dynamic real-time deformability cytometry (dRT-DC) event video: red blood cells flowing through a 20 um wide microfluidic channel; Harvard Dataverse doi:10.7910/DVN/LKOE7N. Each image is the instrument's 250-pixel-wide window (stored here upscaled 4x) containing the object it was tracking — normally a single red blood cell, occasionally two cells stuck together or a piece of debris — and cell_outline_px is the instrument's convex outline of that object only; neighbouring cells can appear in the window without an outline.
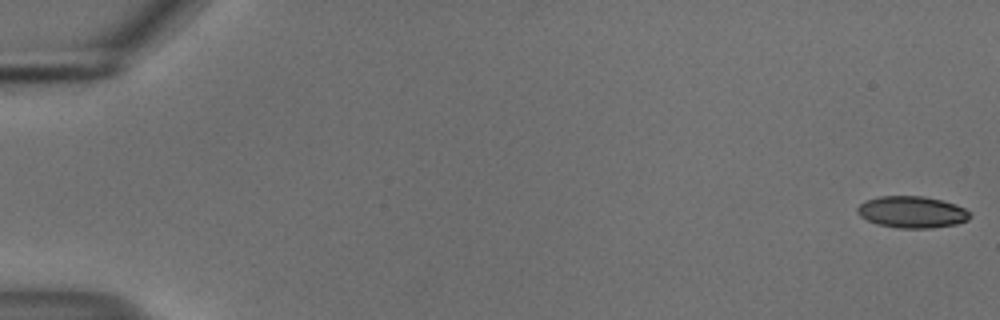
{"species": "common noctule bat (a hibernating species)", "species_latin": "Nyctalus noctula", "temperature_condition": "cold", "stored_images_in_passage": 55, "camera_frame_rate_fps": 3000, "um_per_image_px": 0.085, "animal": {"sex": "male", "body_mass_g": 18.8}, "frame": {"image": 1, "passage_image": 1, "time_ms": 0.0, "image_size_px": [1000, 320], "cell_outline_px": [[972, 216], [968, 220], [956, 224], [932, 228], [896, 228], [876, 224], [860, 216], [856, 212], [856, 208], [860, 204], [868, 200], [880, 196], [924, 196], [956, 204], [972, 212]], "centroid_in_image_um": [77.54, 18.03], "position_along_channel_um": 7.5, "area_um2": 20.92}}
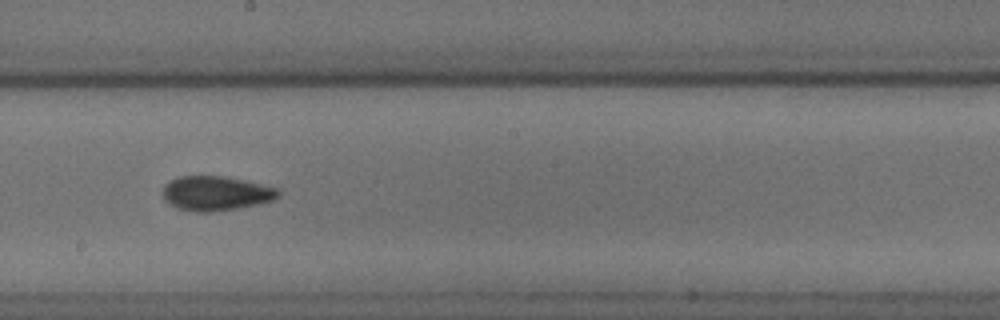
{"frame": {"image": 2, "passage_image": 32, "time_ms": 10.333, "image_size_px": [1000, 320], "cell_outline_px": [[280, 196], [272, 200], [256, 204], [236, 208], [212, 212], [196, 212], [180, 208], [164, 200], [164, 184], [180, 176], [228, 176], [276, 188], [280, 192]], "centroid_in_image_um": [18.36, 16.42], "position_along_channel_um": 229.8, "area_um2": 22.89}}
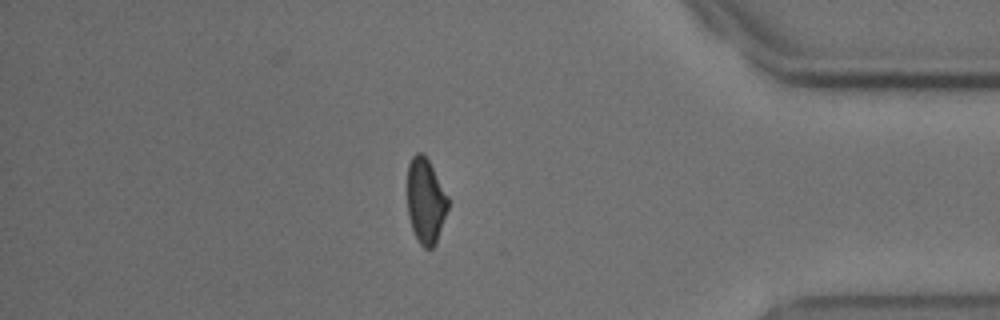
{"frame": {"image": 3, "passage_image": 48, "time_ms": 15.667, "image_size_px": [1000, 320], "cell_outline_px": [[448, 208], [436, 244], [432, 248], [424, 248], [420, 244], [412, 228], [408, 216], [408, 164], [412, 156], [416, 152], [420, 152], [428, 160], [448, 196]], "centroid_in_image_um": [36.18, 17.09], "position_along_channel_um": 399.0, "area_um2": 20.0}, "authors_computed_cell_mechanics": {"area_um2": 21.8484, "velocity_mm_per_s": 3.7018, "shape_relaxation_time_tau1_ms": 5.6635, "shape_relaxation_time_tau2_ms": 2.9919, "deformation_change_tau1": 0.1308, "deformation_change_tau2": 0.0877}}